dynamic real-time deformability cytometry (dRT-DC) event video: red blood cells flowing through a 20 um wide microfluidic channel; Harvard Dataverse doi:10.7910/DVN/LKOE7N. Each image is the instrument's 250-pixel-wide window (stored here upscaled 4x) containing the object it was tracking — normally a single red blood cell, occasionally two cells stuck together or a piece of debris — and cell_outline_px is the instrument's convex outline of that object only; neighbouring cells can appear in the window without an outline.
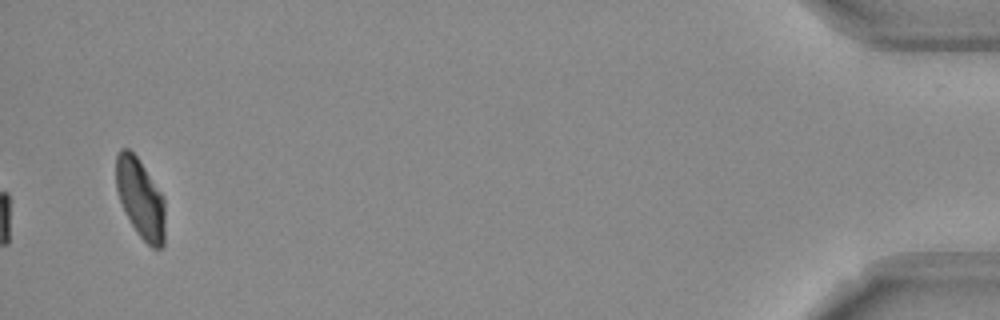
{"species": "Egyptian fruit bat (a non-hibernating species)", "species_latin": "Rousettus aegyptiacus", "temperature_condition": "room temperature", "stored_images_in_passage": 41, "camera_frame_rate_fps": 3000, "um_per_image_px": 0.085, "frame": {"image": 1, "passage_image": 41, "time_ms": 13.333, "image_size_px": [1000, 320], "cell_outline_px": [[164, 244], [160, 248], [152, 248], [136, 232], [120, 200], [116, 188], [116, 156], [120, 148], [128, 148], [136, 156], [164, 196]], "centroid_in_image_um": [11.94, 16.85], "position_along_channel_um": 423.3, "area_um2": 22.43}, "authors_computed_cell_mechanics": {"area_um2": 20.2878, "velocity_mm_per_s": 3.7875, "shape_relaxation_time_tau1_ms": 7.8972, "shape_relaxation_time_tau2_ms": 1.6737, "deformation_change_tau1": 0.1408, "deformation_change_tau2": 0.0679}}